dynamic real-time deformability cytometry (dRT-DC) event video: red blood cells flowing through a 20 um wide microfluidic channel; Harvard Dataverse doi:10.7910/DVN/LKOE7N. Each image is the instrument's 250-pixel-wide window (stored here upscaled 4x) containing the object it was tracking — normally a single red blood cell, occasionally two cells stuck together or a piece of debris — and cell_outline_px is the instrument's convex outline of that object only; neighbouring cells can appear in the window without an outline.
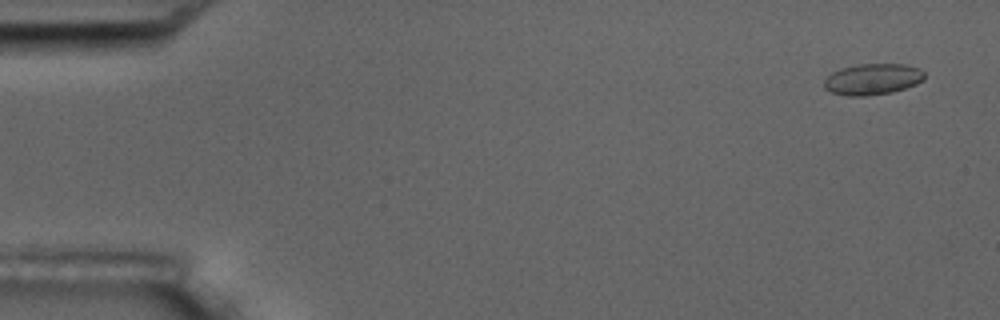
{"species": "common noctule bat (a hibernating species)", "species_latin": "Nyctalus noctula", "temperature_condition": "room temperature", "stored_images_in_passage": 5, "camera_frame_rate_fps": 3000, "um_per_image_px": 0.085, "animal": {"sex": "male", "body_mass_g": 17.5, "forearm_length_mm": 52.3}, "frame": {"image": 1, "passage_image": 1, "time_ms": 0.0, "image_size_px": [1000, 320], "cell_outline_px": [[924, 80], [916, 84], [892, 92], [864, 96], [848, 96], [832, 92], [824, 88], [824, 80], [832, 72], [840, 68], [856, 64], [904, 64], [920, 68], [924, 72]], "centroid_in_image_um": [74.17, 6.72], "position_along_channel_um": 10.8, "area_um2": 18.26}}
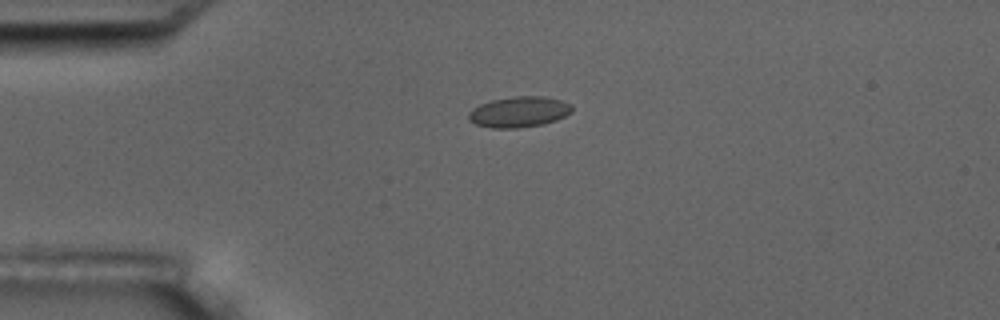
{"frame": {"image": 2, "passage_image": 4, "time_ms": 3.667, "image_size_px": [1000, 320], "cell_outline_px": [[572, 112], [556, 120], [544, 124], [520, 128], [492, 128], [476, 124], [468, 120], [468, 112], [472, 108], [480, 104], [492, 100], [516, 96], [544, 96], [560, 100], [572, 104]], "centroid_in_image_um": [44.11, 9.51], "position_along_channel_um": 40.9, "area_um2": 18.61}}